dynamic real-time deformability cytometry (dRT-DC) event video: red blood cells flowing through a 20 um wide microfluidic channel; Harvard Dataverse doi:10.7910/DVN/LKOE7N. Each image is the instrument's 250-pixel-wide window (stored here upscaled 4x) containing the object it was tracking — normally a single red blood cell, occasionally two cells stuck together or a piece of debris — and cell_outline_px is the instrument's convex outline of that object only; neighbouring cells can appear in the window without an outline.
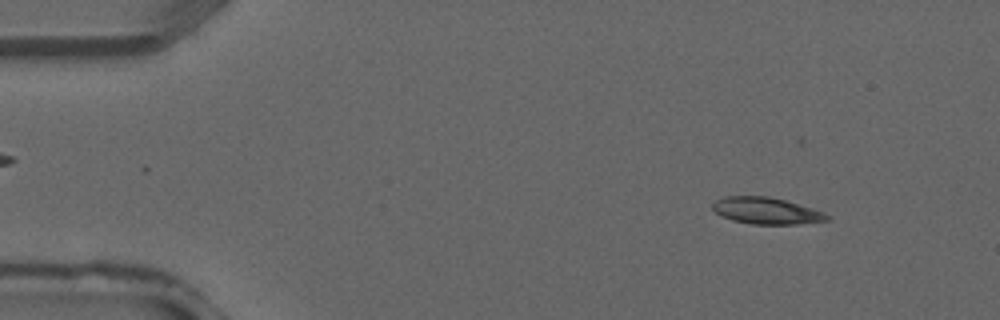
{"species": "common noctule bat (a hibernating species)", "species_latin": "Nyctalus noctula", "temperature_condition": "warm", "stored_images_in_passage": 39, "camera_frame_rate_fps": 3000, "um_per_image_px": 0.085, "animal": {"sex": "male", "forearm_length_mm": 52.5}, "frame": {"image": 1, "passage_image": 5, "time_ms": 1.333, "image_size_px": [1000, 320], "cell_outline_px": [[832, 220], [796, 224], [752, 224], [732, 220], [720, 216], [712, 208], [712, 204], [716, 200], [724, 196], [768, 196], [784, 200], [812, 208], [824, 212], [832, 216]], "centroid_in_image_um": [65.16, 17.92], "position_along_channel_um": 19.8, "area_um2": 17.86}}
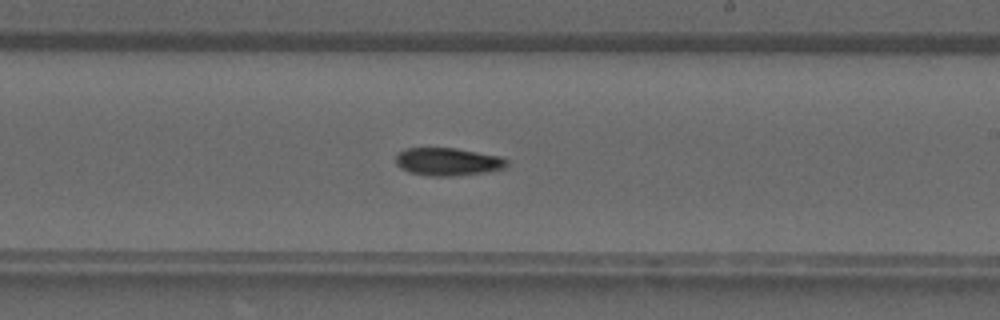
{"frame": {"image": 2, "passage_image": 23, "time_ms": 7.333, "image_size_px": [1000, 320], "cell_outline_px": [[508, 164], [504, 168], [484, 172], [452, 176], [428, 176], [408, 172], [400, 168], [396, 164], [396, 156], [400, 152], [408, 148], [456, 148], [500, 156], [508, 160]], "centroid_in_image_um": [38.06, 13.75], "position_along_channel_um": 250.9, "area_um2": 17.98}}
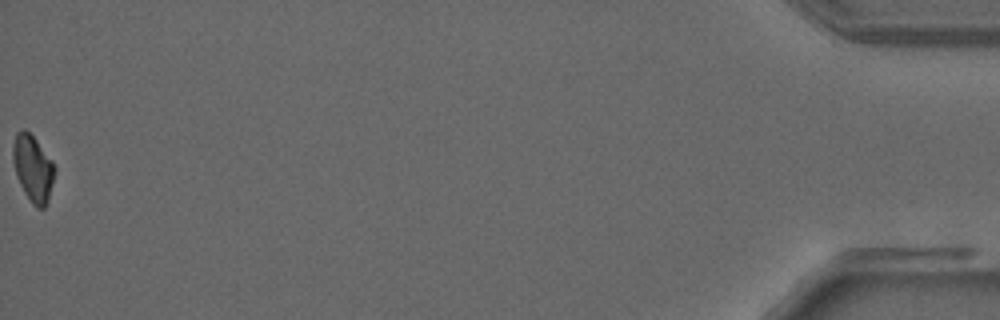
{"frame": {"image": 3, "passage_image": 39, "time_ms": 12.667, "image_size_px": [1000, 320], "cell_outline_px": [[56, 168], [48, 200], [44, 208], [36, 208], [32, 204], [24, 192], [16, 176], [12, 160], [12, 148], [16, 132], [24, 128], [36, 140], [52, 160]], "centroid_in_image_um": [2.79, 14.31], "position_along_channel_um": 432.4, "area_um2": 16.18}}